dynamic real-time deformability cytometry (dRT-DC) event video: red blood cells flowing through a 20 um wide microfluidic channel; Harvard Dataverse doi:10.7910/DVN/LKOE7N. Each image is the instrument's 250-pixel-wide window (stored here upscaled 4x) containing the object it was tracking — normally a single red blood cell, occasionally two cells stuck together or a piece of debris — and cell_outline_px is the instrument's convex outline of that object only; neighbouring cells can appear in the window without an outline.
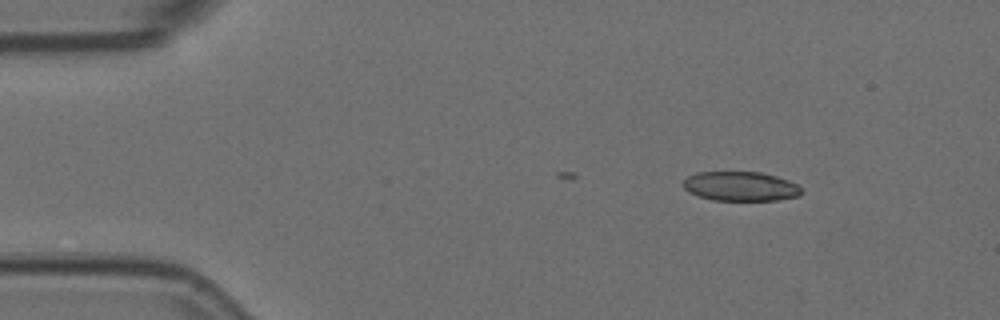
{"species": "Egyptian fruit bat (a non-hibernating species)", "species_latin": "Rousettus aegyptiacus", "temperature_condition": "room temperature", "stored_images_in_passage": 3, "camera_frame_rate_fps": 3000, "um_per_image_px": 0.085, "animal": {"sex": "female"}, "frame": {"image": 1, "passage_image": 1, "time_ms": 0.0, "image_size_px": [1000, 320], "cell_outline_px": [[804, 192], [800, 196], [780, 200], [712, 200], [688, 192], [680, 184], [688, 176], [696, 172], [760, 172], [776, 176], [788, 180], [796, 184]], "centroid_in_image_um": [62.94, 15.84], "position_along_channel_um": 22.1, "area_um2": 20.4}}